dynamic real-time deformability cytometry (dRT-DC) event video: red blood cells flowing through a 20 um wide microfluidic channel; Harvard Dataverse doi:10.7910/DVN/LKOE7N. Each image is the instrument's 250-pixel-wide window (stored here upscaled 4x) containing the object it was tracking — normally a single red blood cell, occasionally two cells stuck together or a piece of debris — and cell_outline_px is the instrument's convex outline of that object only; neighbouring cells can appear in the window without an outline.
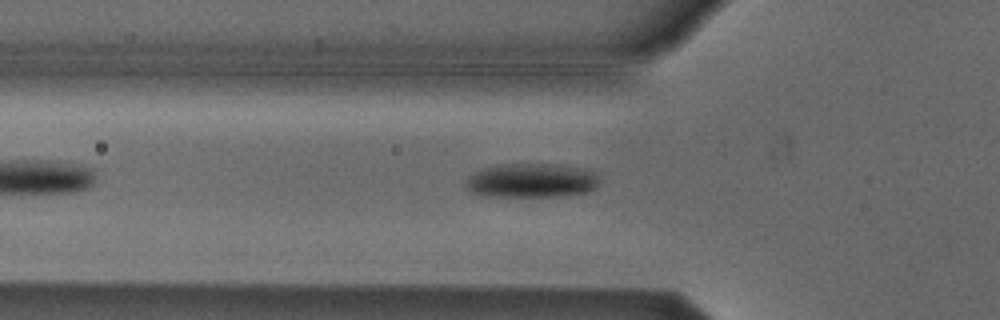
{"species": "Egyptian fruit bat (a non-hibernating species)", "species_latin": "Rousettus aegyptiacus", "temperature_condition": "cold", "stored_images_in_passage": 42, "camera_frame_rate_fps": 3000, "um_per_image_px": 0.085, "animal": {"sex": "male"}, "frame": {"image": 1, "passage_image": 8, "time_ms": 2.333, "image_size_px": [1000, 320], "cell_outline_px": [[600, 184], [596, 188], [588, 192], [560, 196], [488, 196], [472, 192], [464, 184], [468, 176], [472, 172], [500, 164], [560, 164], [584, 168], [600, 172]], "centroid_in_image_um": [45.27, 15.33], "position_along_channel_um": 80.5, "area_um2": 27.11}}
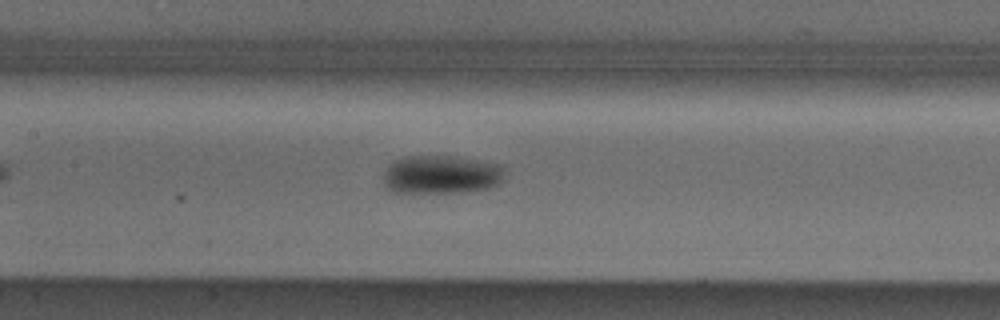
{"frame": {"image": 2, "passage_image": 15, "time_ms": 4.667, "image_size_px": [1000, 320], "cell_outline_px": [[504, 172], [500, 180], [496, 184], [488, 188], [456, 192], [392, 192], [384, 184], [384, 172], [388, 164], [392, 160], [404, 156], [452, 156], [504, 164]], "centroid_in_image_um": [37.47, 14.81], "position_along_channel_um": 169.9, "area_um2": 27.22}}
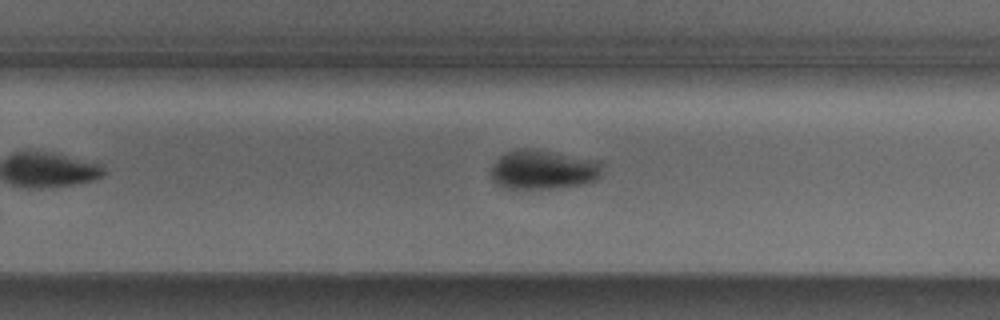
{"frame": {"image": 3, "passage_image": 24, "time_ms": 7.667, "image_size_px": [1000, 320], "cell_outline_px": [[604, 164], [600, 176], [596, 180], [584, 184], [548, 188], [504, 188], [496, 184], [492, 180], [492, 164], [504, 152], [520, 148], [536, 148], [600, 160]], "centroid_in_image_um": [46.2, 14.39], "position_along_channel_um": 283.6, "area_um2": 25.95}, "authors_computed_cell_mechanics": {"area_um2": 25.5187, "velocity_mm_per_s": 3.8119, "shape_relaxation_time_tau1_ms": 4.0374, "shape_relaxation_time_tau2_ms": null, "deformation_change_tau1": 0.1229, "deformation_change_tau2": null}}